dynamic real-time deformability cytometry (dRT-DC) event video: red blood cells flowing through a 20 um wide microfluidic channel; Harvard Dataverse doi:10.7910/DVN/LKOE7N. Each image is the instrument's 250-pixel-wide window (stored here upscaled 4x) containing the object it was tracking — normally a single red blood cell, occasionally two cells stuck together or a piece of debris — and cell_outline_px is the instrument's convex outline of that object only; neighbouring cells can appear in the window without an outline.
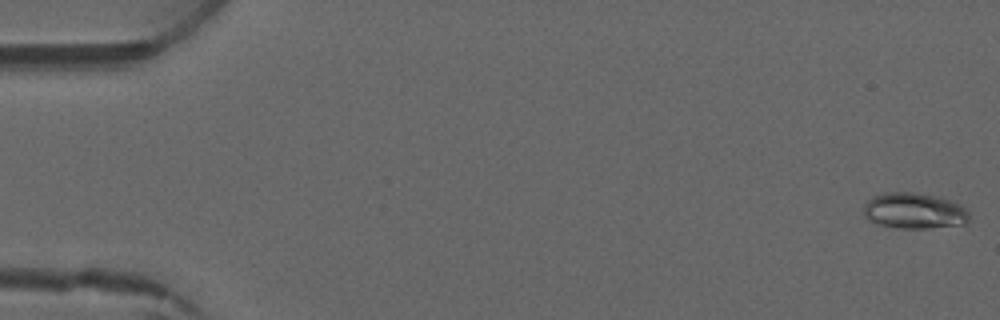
{"species": "common noctule bat (a hibernating species)", "species_latin": "Nyctalus noctula", "temperature_condition": "warm", "stored_images_in_passage": 3, "camera_frame_rate_fps": 3000, "um_per_image_px": 0.085, "animal": {"sex": "male", "forearm_length_mm": 52.5}, "frame": {"image": 1, "passage_image": 1, "time_ms": 0.0, "image_size_px": [1000, 320], "cell_outline_px": [[968, 224], [928, 228], [896, 228], [880, 224], [864, 216], [864, 204], [872, 196], [888, 192], [912, 192], [932, 196], [948, 200], [960, 204], [968, 212]], "centroid_in_image_um": [77.7, 17.93], "position_along_channel_um": 7.3, "area_um2": 21.85}}